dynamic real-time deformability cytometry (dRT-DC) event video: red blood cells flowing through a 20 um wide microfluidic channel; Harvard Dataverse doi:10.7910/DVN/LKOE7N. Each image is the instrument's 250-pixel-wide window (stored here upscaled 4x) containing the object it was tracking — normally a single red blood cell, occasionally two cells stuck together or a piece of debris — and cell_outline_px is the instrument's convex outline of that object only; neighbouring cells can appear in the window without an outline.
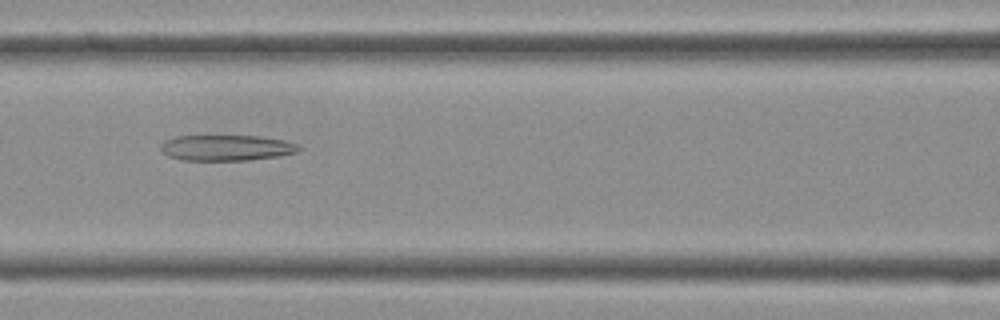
{"species": "Egyptian fruit bat (a non-hibernating species)", "species_latin": "Rousettus aegyptiacus", "temperature_condition": "cold", "stored_images_in_passage": 40, "camera_frame_rate_fps": 3000, "um_per_image_px": 0.085, "frame": {"image": 1, "passage_image": 17, "time_ms": 5.333, "image_size_px": [1000, 320], "cell_outline_px": [[300, 148], [296, 152], [280, 156], [248, 160], [180, 160], [168, 156], [160, 152], [160, 144], [164, 140], [176, 136], [260, 136], [284, 140], [296, 144]], "centroid_in_image_um": [19.18, 12.56], "position_along_channel_um": 147.4, "area_um2": 20.81}}
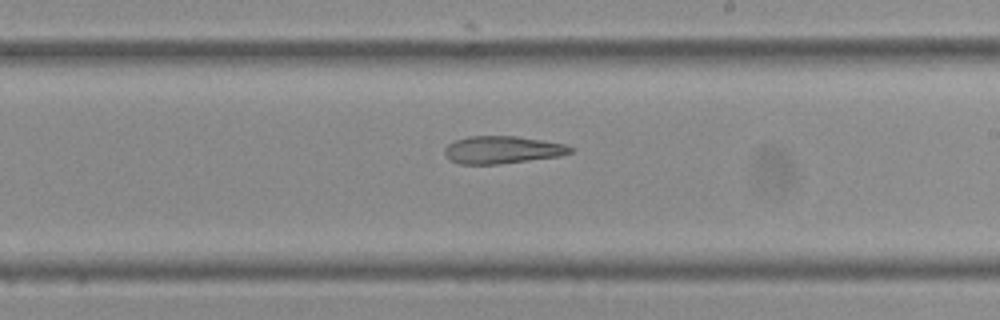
{"frame": {"image": 2, "passage_image": 23, "time_ms": 7.333, "image_size_px": [1000, 320], "cell_outline_px": [[572, 152], [560, 156], [500, 164], [460, 164], [448, 160], [444, 152], [444, 148], [448, 144], [456, 140], [468, 136], [516, 136], [544, 140], [564, 144], [572, 148]], "centroid_in_image_um": [42.66, 12.74], "position_along_channel_um": 246.3, "area_um2": 20.23}}
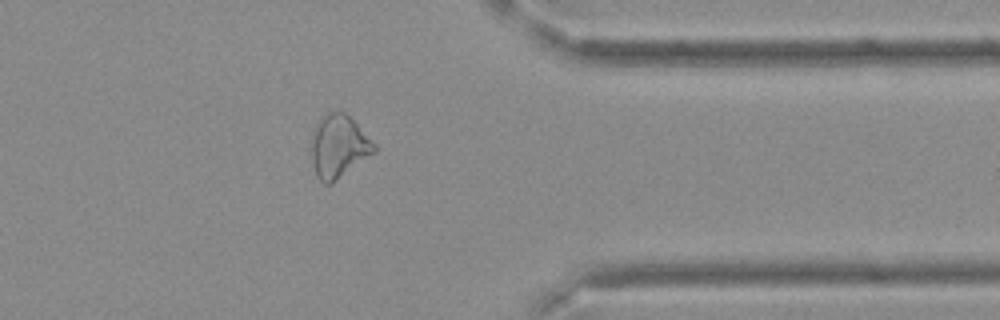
{"frame": {"image": 3, "passage_image": 32, "time_ms": 10.333, "image_size_px": [1000, 320], "cell_outline_px": [[376, 152], [332, 184], [324, 184], [316, 176], [312, 164], [312, 136], [320, 120], [328, 112], [340, 108], [376, 144]], "centroid_in_image_um": [28.8, 12.47], "position_along_channel_um": 382.6, "area_um2": 22.95}}